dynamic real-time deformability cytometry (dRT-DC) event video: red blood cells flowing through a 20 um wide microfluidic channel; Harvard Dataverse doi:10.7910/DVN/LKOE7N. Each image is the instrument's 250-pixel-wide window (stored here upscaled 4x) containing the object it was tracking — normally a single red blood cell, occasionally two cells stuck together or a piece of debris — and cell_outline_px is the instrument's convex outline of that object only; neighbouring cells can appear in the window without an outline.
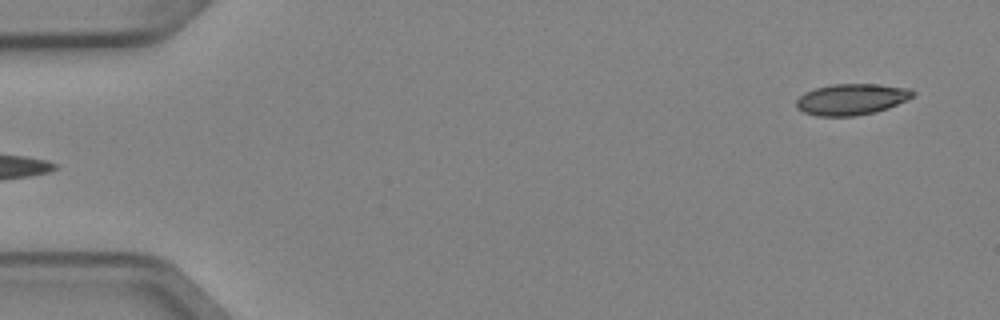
{"species": "Egyptian fruit bat (a non-hibernating species)", "species_latin": "Rousettus aegyptiacus", "temperature_condition": "cold", "stored_images_in_passage": 6, "camera_frame_rate_fps": 3000, "um_per_image_px": 0.085, "animal": {"sex": "female"}, "frame": {"image": 1, "passage_image": 6, "time_ms": 1.667, "image_size_px": [1000, 320], "cell_outline_px": [[916, 92], [912, 96], [888, 108], [876, 112], [856, 116], [816, 116], [804, 112], [796, 108], [796, 100], [804, 92], [816, 88], [832, 84], [880, 84], [912, 88]], "centroid_in_image_um": [72.37, 8.44], "position_along_channel_um": 12.6, "area_um2": 21.27}}